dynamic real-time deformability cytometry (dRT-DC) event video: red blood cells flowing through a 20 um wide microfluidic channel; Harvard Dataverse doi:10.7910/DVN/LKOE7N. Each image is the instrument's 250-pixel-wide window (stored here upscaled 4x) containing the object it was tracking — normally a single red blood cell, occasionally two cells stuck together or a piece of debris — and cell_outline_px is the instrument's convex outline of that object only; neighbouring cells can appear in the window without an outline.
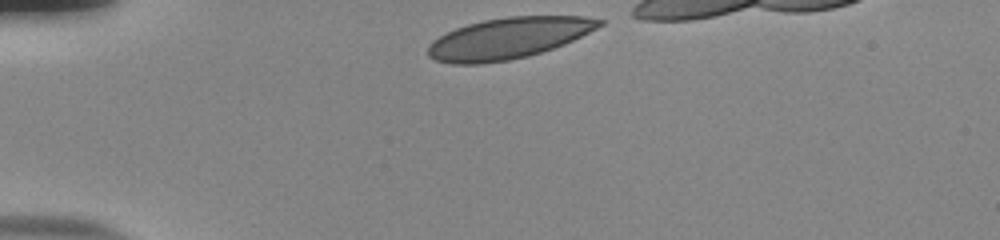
{"species": "human", "species_latin": "Homo sapiens", "temperature_condition": "room temperature", "stored_images_in_passage": 33, "camera_frame_rate_fps": 3000, "um_per_image_px": 0.085, "donor": {"sex": "male"}, "frame": {"image": 1, "passage_image": 1, "time_ms": 0.0, "image_size_px": [1000, 240], "cell_outline_px": [[604, 24], [564, 44], [528, 56], [508, 60], [480, 64], [452, 64], [436, 60], [428, 56], [428, 44], [432, 40], [456, 28], [468, 24], [484, 20], [508, 16], [584, 16], [604, 20]], "centroid_in_image_um": [43.19, 3.25], "position_along_channel_um": 41.8, "area_um2": 40.81}}
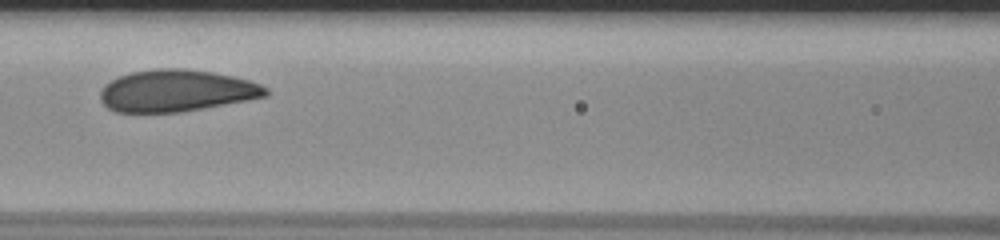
{"frame": {"image": 2, "passage_image": 13, "time_ms": 4.0, "image_size_px": [1000, 240], "cell_outline_px": [[268, 96], [248, 100], [204, 108], [180, 112], [116, 112], [108, 108], [100, 100], [100, 92], [104, 84], [120, 76], [132, 72], [160, 68], [180, 68], [212, 72], [232, 76], [248, 80], [260, 84], [268, 88]], "centroid_in_image_um": [15.0, 7.72], "position_along_channel_um": 151.6, "area_um2": 40.29}}
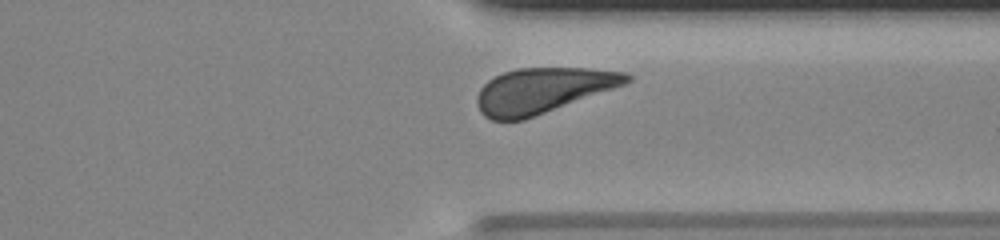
{"frame": {"image": 3, "passage_image": 30, "time_ms": 9.667, "image_size_px": [1000, 240], "cell_outline_px": [[632, 80], [624, 84], [524, 120], [492, 120], [484, 116], [480, 112], [476, 104], [476, 96], [480, 88], [488, 80], [504, 72], [520, 68], [588, 68], [628, 72], [632, 76]], "centroid_in_image_um": [46.1, 7.68], "position_along_channel_um": 365.3, "area_um2": 39.25}, "authors_computed_cell_mechanics": {"area_um2": 40.2866, "velocity_mm_per_s": 3.7672, "shape_relaxation_time_tau1_ms": 2.8131, "shape_relaxation_time_tau2_ms": null, "deformation_change_tau1": 0.1108, "deformation_change_tau2": null}}